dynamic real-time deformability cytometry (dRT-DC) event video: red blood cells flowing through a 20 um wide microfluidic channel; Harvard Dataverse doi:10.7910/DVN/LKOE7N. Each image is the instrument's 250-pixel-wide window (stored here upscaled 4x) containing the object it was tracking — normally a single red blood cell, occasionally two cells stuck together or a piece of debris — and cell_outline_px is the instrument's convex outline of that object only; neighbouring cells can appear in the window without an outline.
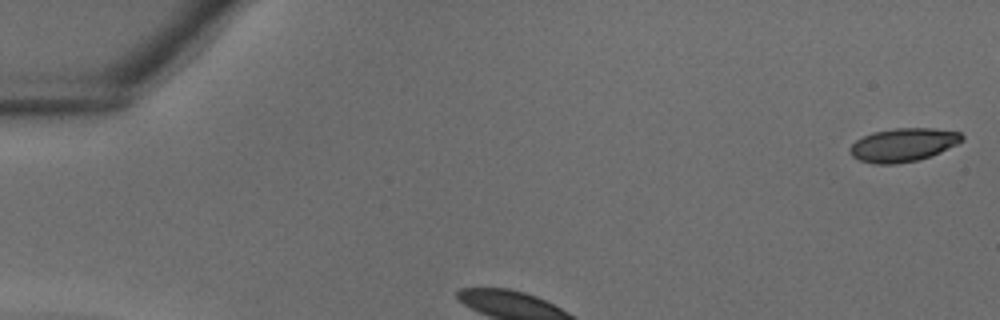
{"species": "common noctule bat (a hibernating species)", "species_latin": "Nyctalus noctula", "temperature_condition": "warm", "stored_images_in_passage": 24, "camera_frame_rate_fps": 3000, "um_per_image_px": 0.085, "animal": {"sex": "male", "body_mass_g": 18.8}, "frame": {"image": 1, "passage_image": 1, "time_ms": 0.0, "image_size_px": [1000, 320], "cell_outline_px": [[964, 140], [932, 156], [916, 160], [896, 164], [872, 164], [860, 160], [852, 156], [848, 148], [856, 140], [872, 132], [896, 128], [932, 128], [960, 132], [964, 136]], "centroid_in_image_um": [76.76, 12.31], "position_along_channel_um": 8.2, "area_um2": 21.85}}
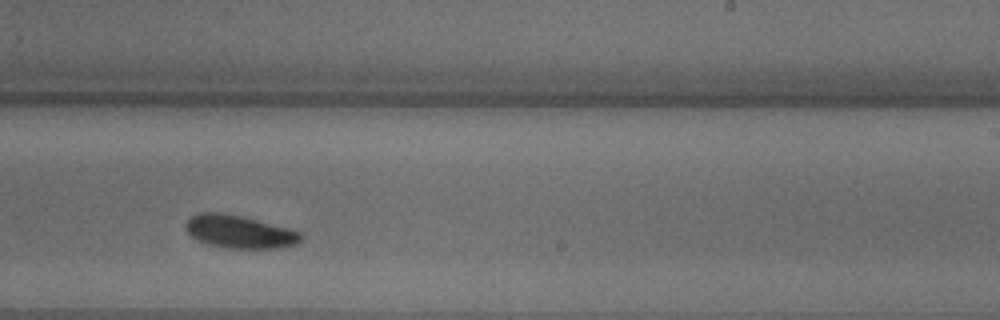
{"frame": {"image": 2, "passage_image": 16, "time_ms": 5.0, "image_size_px": [1000, 320], "cell_outline_px": [[304, 236], [296, 244], [276, 248], [224, 248], [208, 244], [196, 240], [184, 228], [184, 224], [196, 212], [220, 212], [244, 216], [288, 228], [300, 232]], "centroid_in_image_um": [20.32, 19.68], "position_along_channel_um": 268.7, "area_um2": 22.25}}
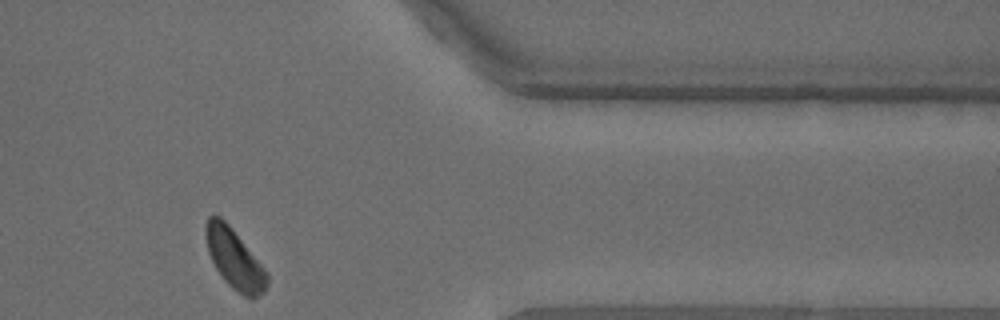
{"frame": {"image": 3, "passage_image": 24, "time_ms": 7.667, "image_size_px": [1000, 320], "cell_outline_px": [[268, 284], [264, 292], [256, 296], [244, 296], [232, 288], [224, 280], [216, 268], [208, 252], [204, 232], [204, 228], [208, 216], [220, 216], [232, 228], [268, 272]], "centroid_in_image_um": [19.92, 21.99], "position_along_channel_um": 391.5, "area_um2": 21.15}}